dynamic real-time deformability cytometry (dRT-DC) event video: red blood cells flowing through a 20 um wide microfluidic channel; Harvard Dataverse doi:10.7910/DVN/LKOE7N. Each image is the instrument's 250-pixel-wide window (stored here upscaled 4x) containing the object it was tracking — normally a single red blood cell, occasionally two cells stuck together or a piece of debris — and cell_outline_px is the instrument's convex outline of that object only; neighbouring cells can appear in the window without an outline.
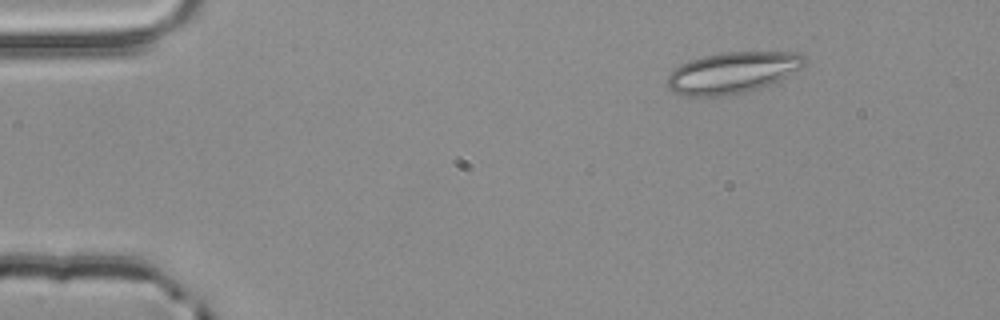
{"species": "common noctule bat (a hibernating species)", "species_latin": "Nyctalus noctula", "temperature_condition": "room temperature", "stored_images_in_passage": 4, "camera_frame_rate_fps": 3000, "um_per_image_px": 0.085, "animal": {"sex": "male", "body_mass_g": 20.4}, "frame": {"image": 1, "passage_image": 2, "time_ms": 0.333, "image_size_px": [1000, 320], "cell_outline_px": [[808, 60], [804, 68], [780, 80], [744, 92], [720, 96], [684, 96], [672, 92], [664, 84], [668, 76], [680, 64], [688, 60], [720, 52], [800, 52]], "centroid_in_image_um": [62.27, 6.16], "position_along_channel_um": 22.7, "area_um2": 33.35}}